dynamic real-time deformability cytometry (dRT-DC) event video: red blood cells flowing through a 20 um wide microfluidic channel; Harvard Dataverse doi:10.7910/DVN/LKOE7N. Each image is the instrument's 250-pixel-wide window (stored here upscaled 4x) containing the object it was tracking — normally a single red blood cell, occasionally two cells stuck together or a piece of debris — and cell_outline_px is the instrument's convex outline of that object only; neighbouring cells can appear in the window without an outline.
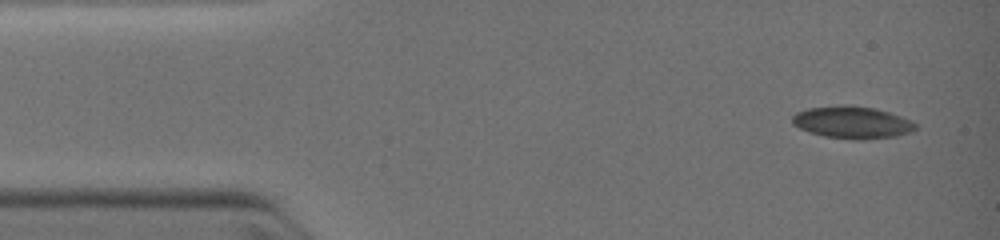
{"species": "common noctule bat (a hibernating species)", "species_latin": "Nyctalus noctula", "temperature_condition": "warm", "stored_images_in_passage": 4, "camera_frame_rate_fps": 3000, "um_per_image_px": 0.085, "animal": {"sex": "female", "body_mass_g": 19.0, "forearm_length_mm": 51.5}, "frame": {"image": 1, "passage_image": 1, "time_ms": 0.0, "image_size_px": [1000, 240], "cell_outline_px": [[916, 128], [908, 132], [892, 136], [860, 140], [824, 136], [800, 128], [792, 124], [792, 116], [796, 112], [808, 108], [840, 104], [852, 104], [876, 108], [900, 116], [916, 124]], "centroid_in_image_um": [72.38, 10.37], "position_along_channel_um": 12.6, "area_um2": 22.95}}
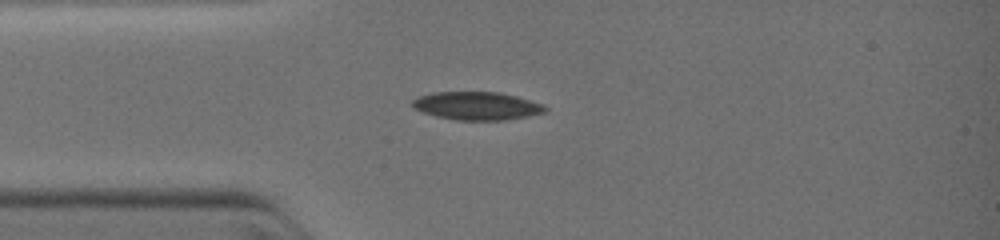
{"frame": {"image": 2, "passage_image": 4, "time_ms": 2.333, "image_size_px": [1000, 240], "cell_outline_px": [[548, 108], [544, 112], [528, 116], [504, 120], [456, 120], [436, 116], [412, 108], [412, 100], [420, 96], [436, 92], [500, 92], [516, 96], [544, 104]], "centroid_in_image_um": [40.55, 9.0], "position_along_channel_um": 44.5, "area_um2": 21.68}}